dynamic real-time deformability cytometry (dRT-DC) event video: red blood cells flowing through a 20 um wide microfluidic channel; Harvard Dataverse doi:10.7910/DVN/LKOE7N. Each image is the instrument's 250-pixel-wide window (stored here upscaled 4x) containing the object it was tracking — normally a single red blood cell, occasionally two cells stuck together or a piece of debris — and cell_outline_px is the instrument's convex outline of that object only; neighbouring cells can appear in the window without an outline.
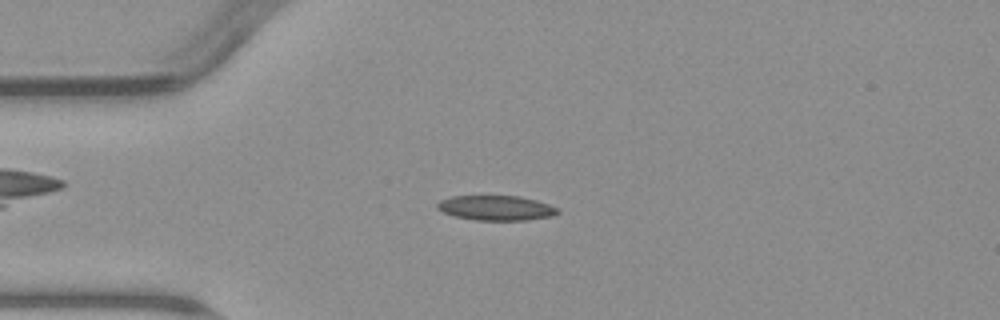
{"species": "common noctule bat (a hibernating species)", "species_latin": "Nyctalus noctula", "temperature_condition": "warm", "stored_images_in_passage": 3, "camera_frame_rate_fps": 3000, "um_per_image_px": 0.085, "animal": {"sex": "male", "body_mass_g": 23.1, "forearm_length_mm": 52.7}, "frame": {"image": 1, "passage_image": 3, "time_ms": 2.667, "image_size_px": [1000, 320], "cell_outline_px": [[560, 212], [552, 216], [528, 220], [476, 220], [456, 216], [444, 212], [436, 208], [436, 204], [440, 200], [452, 196], [520, 196], [536, 200], [548, 204], [556, 208]], "centroid_in_image_um": [42.16, 17.67], "position_along_channel_um": 42.8, "area_um2": 17.34}}